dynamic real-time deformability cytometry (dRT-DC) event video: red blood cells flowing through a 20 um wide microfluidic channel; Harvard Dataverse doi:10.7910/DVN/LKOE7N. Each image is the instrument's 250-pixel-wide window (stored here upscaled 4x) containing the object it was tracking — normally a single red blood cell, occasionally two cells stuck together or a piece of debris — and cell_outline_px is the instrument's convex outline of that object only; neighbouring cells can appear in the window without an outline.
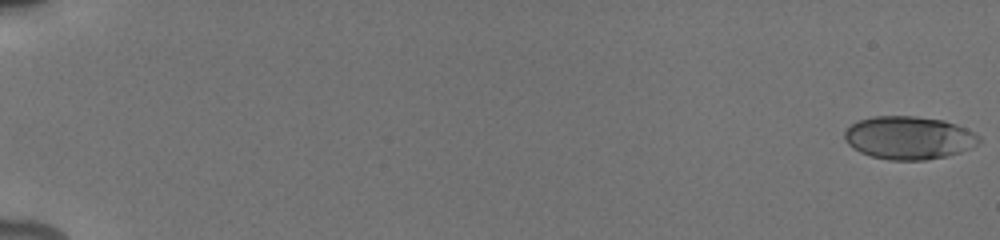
{"species": "human", "species_latin": "Homo sapiens", "temperature_condition": "cold", "stored_images_in_passage": 88, "camera_frame_rate_fps": 3000, "um_per_image_px": 0.085, "donor": {"sex": "male"}, "frame": {"image": 1, "passage_image": 1, "time_ms": 0.0, "image_size_px": [1000, 240], "cell_outline_px": [[980, 140], [976, 144], [960, 152], [944, 156], [924, 160], [888, 160], [872, 156], [860, 152], [848, 144], [844, 140], [844, 132], [852, 124], [860, 120], [872, 116], [916, 116], [944, 120], [956, 124], [980, 136]], "centroid_in_image_um": [77.22, 11.7], "position_along_channel_um": 7.8, "area_um2": 33.47}}
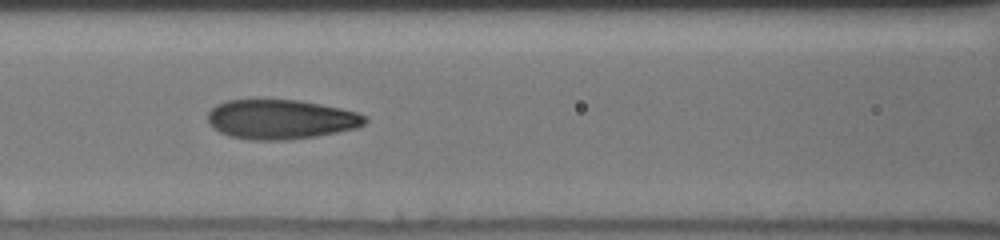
{"frame": {"image": 2, "passage_image": 44, "time_ms": 8.667, "image_size_px": [1000, 240], "cell_outline_px": [[368, 120], [364, 124], [356, 128], [316, 136], [280, 140], [252, 140], [228, 136], [212, 128], [208, 124], [208, 112], [216, 104], [228, 100], [300, 100], [340, 108], [356, 112], [368, 116]], "centroid_in_image_um": [23.85, 10.14], "position_along_channel_um": 142.8, "area_um2": 36.24}}
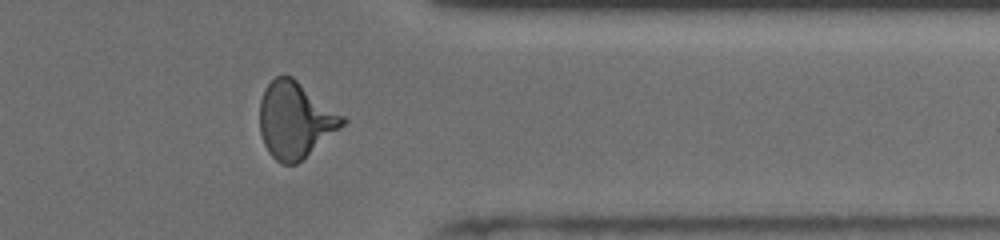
{"frame": {"image": 3, "passage_image": 72, "time_ms": 15.0, "image_size_px": [1000, 240], "cell_outline_px": [[348, 120], [340, 128], [296, 164], [280, 164], [268, 152], [264, 144], [260, 132], [260, 100], [264, 88], [276, 76], [292, 76], [344, 116]], "centroid_in_image_um": [25.07, 10.2], "position_along_channel_um": 386.3, "area_um2": 36.41}, "authors_computed_cell_mechanics": {"area_um2": 34.7378, "velocity_mm_per_s": 3.931, "shape_relaxation_time_tau1_ms": 4.0197, "shape_relaxation_time_tau2_ms": 1.1736, "deformation_change_tau1": 0.1603, "deformation_change_tau2": 0.074}}